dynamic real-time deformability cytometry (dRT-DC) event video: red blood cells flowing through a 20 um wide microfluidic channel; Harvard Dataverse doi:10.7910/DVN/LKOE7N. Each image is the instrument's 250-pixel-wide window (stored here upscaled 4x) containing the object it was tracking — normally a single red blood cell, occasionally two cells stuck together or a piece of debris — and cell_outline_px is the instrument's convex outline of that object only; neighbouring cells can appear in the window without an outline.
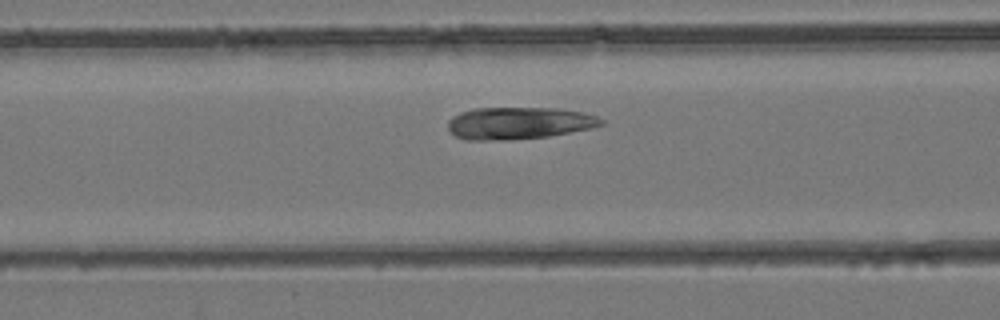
{"species": "common noctule bat (a hibernating species)", "species_latin": "Nyctalus noctula", "temperature_condition": "room temperature", "stored_images_in_passage": 5, "segment_of_instrument_passage": [1, 2], "camera_frame_rate_fps": 3000, "um_per_image_px": 0.085, "animal": {"sex": "female", "body_mass_g": 24.6, "forearm_length_mm": 56.2}, "frame": {"image": 1, "passage_image": 4, "time_ms": 1.0, "image_size_px": [1000, 320], "cell_outline_px": [[604, 124], [592, 128], [548, 136], [512, 140], [468, 140], [456, 136], [448, 128], [448, 120], [452, 116], [460, 112], [472, 108], [556, 108], [584, 112], [596, 116], [604, 120]], "centroid_in_image_um": [44.1, 10.46], "position_along_channel_um": 122.5, "area_um2": 28.84}}